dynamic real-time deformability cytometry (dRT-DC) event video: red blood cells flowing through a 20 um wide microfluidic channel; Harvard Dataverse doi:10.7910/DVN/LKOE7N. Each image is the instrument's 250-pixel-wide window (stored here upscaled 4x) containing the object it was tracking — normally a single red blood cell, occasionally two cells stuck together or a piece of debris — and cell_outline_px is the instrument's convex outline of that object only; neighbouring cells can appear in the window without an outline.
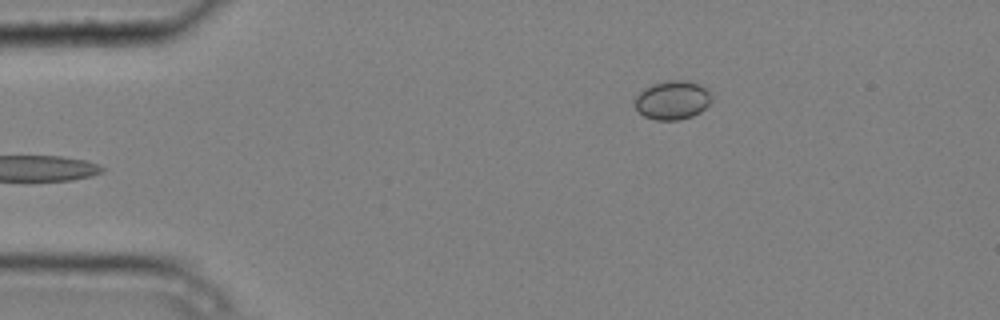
{"species": "common noctule bat (a hibernating species)", "species_latin": "Nyctalus noctula", "temperature_condition": "cold", "stored_images_in_passage": 4, "camera_frame_rate_fps": 3000, "um_per_image_px": 0.085, "animal": {"sex": "male", "body_mass_g": 20.4}, "frame": {"image": 1, "passage_image": 4, "time_ms": 1.0, "image_size_px": [1000, 320], "cell_outline_px": [[712, 100], [700, 112], [692, 116], [676, 120], [656, 120], [644, 116], [636, 108], [632, 100], [644, 88], [652, 84], [668, 80], [684, 80], [696, 84], [704, 88], [708, 92]], "centroid_in_image_um": [57.1, 8.51], "position_along_channel_um": 27.9, "area_um2": 17.17}}